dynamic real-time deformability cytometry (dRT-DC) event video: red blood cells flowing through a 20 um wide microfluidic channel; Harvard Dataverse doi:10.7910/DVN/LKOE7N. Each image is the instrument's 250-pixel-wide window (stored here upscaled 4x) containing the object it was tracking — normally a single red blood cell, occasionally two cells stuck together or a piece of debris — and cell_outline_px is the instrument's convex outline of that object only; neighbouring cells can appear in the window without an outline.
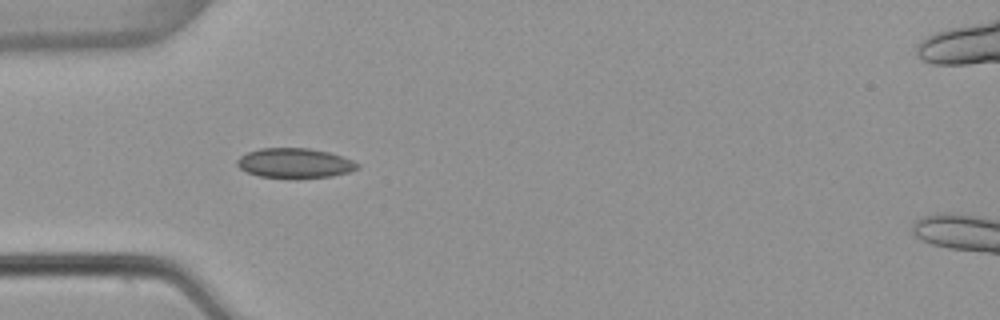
{"species": "common noctule bat (a hibernating species)", "species_latin": "Nyctalus noctula", "temperature_condition": "warm", "stored_images_in_passage": 27, "camera_frame_rate_fps": 3000, "um_per_image_px": 0.085, "animal": {"sex": "female", "body_mass_g": 22.7, "forearm_length_mm": 54.2}, "frame": {"image": 1, "passage_image": 5, "time_ms": 1.333, "image_size_px": [1000, 320], "cell_outline_px": [[360, 168], [348, 172], [332, 176], [260, 176], [248, 172], [240, 168], [236, 164], [236, 160], [240, 156], [248, 152], [260, 148], [308, 148], [328, 152], [352, 160], [360, 164]], "centroid_in_image_um": [25.05, 13.83], "position_along_channel_um": 59.9, "area_um2": 20.23}}